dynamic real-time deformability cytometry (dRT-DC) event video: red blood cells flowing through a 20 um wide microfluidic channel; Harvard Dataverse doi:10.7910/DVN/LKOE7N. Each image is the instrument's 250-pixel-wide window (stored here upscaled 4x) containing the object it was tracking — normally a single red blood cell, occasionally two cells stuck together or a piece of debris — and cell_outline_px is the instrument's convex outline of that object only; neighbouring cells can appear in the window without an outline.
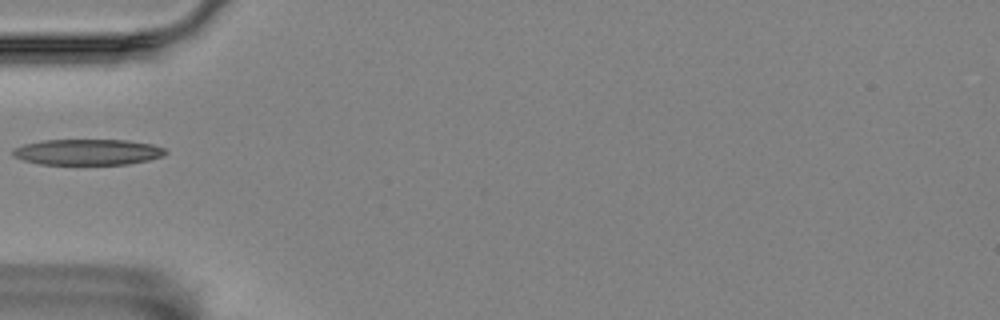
{"species": "Egyptian fruit bat (a non-hibernating species)", "species_latin": "Rousettus aegyptiacus", "temperature_condition": "room temperature", "stored_images_in_passage": 37, "camera_frame_rate_fps": 3000, "um_per_image_px": 0.085, "animal": {"sex": "female"}, "frame": {"image": 1, "passage_image": 1, "time_ms": 0.0, "image_size_px": [1000, 320], "cell_outline_px": [[168, 152], [164, 156], [148, 160], [128, 164], [40, 164], [24, 160], [12, 156], [12, 148], [24, 144], [44, 140], [128, 140], [152, 144], [164, 148]], "centroid_in_image_um": [7.46, 12.92], "position_along_channel_um": 77.5, "area_um2": 23.06}}
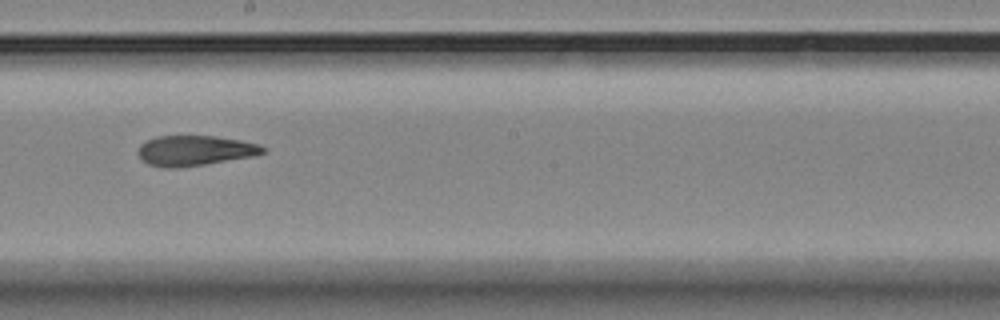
{"frame": {"image": 2, "passage_image": 14, "time_ms": 4.333, "image_size_px": [1000, 320], "cell_outline_px": [[264, 152], [252, 156], [180, 168], [160, 168], [148, 164], [136, 152], [140, 144], [156, 136], [216, 136], [240, 140], [260, 144], [264, 148]], "centroid_in_image_um": [16.51, 12.8], "position_along_channel_um": 231.7, "area_um2": 21.91}}
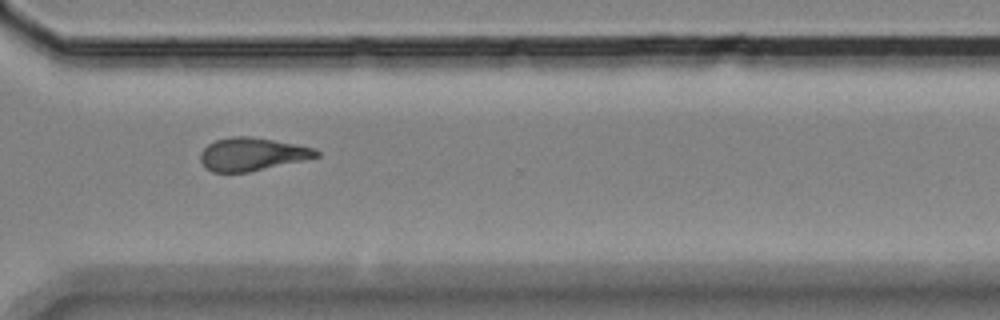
{"frame": {"image": 3, "passage_image": 24, "time_ms": 7.667, "image_size_px": [1000, 320], "cell_outline_px": [[320, 156], [248, 172], [212, 172], [204, 168], [200, 160], [200, 152], [208, 144], [216, 140], [232, 136], [248, 136], [272, 140], [312, 148], [320, 152]], "centroid_in_image_um": [21.35, 13.11], "position_along_channel_um": 349.3, "area_um2": 21.96}}